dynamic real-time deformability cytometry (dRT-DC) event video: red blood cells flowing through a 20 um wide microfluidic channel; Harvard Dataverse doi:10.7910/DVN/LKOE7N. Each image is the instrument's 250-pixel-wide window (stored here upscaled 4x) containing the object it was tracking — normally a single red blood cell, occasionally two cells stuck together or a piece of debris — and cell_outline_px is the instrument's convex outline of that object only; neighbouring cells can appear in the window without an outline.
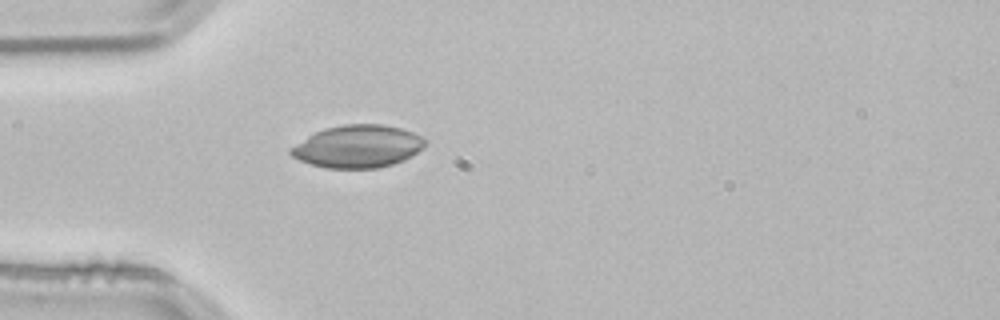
{"species": "common noctule bat (a hibernating species)", "species_latin": "Nyctalus noctula", "temperature_condition": "room temperature", "stored_images_in_passage": 33, "camera_frame_rate_fps": 3000, "um_per_image_px": 0.085, "animal": {"sex": "male", "body_mass_g": 21.5, "forearm_length_mm": 52.0}, "frame": {"image": 1, "passage_image": 1, "time_ms": 0.0, "image_size_px": [1000, 320], "cell_outline_px": [[428, 140], [424, 148], [404, 160], [392, 164], [376, 168], [328, 168], [312, 164], [300, 160], [292, 156], [288, 152], [288, 148], [308, 136], [324, 128], [344, 124], [384, 124], [400, 128], [412, 132]], "centroid_in_image_um": [30.42, 12.44], "position_along_channel_um": 54.6, "area_um2": 33.35}}
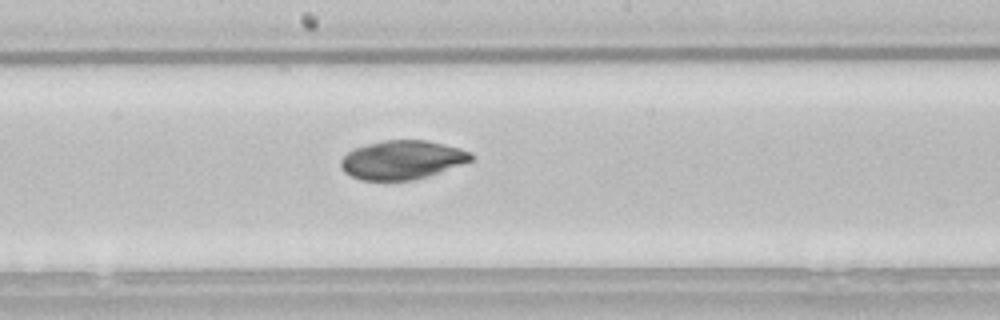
{"frame": {"image": 2, "passage_image": 14, "time_ms": 4.333, "image_size_px": [1000, 320], "cell_outline_px": [[476, 160], [412, 180], [360, 180], [344, 172], [340, 164], [340, 160], [352, 148], [384, 140], [424, 140], [444, 144], [460, 148], [472, 152], [476, 156]], "centroid_in_image_um": [34.21, 13.58], "position_along_channel_um": 214.0, "area_um2": 29.48}}
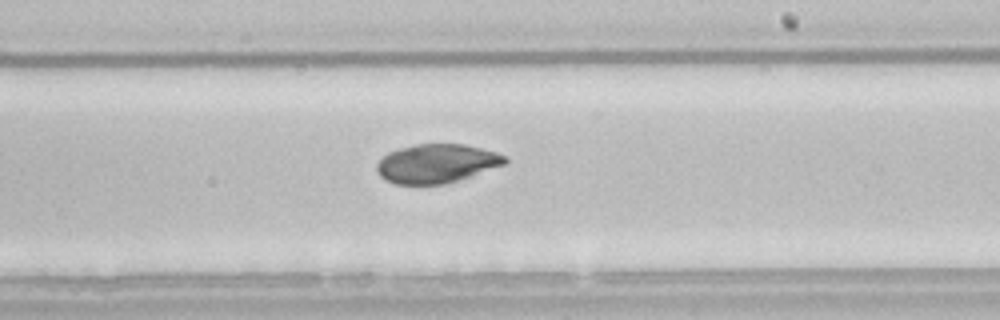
{"frame": {"image": 3, "passage_image": 17, "time_ms": 5.333, "image_size_px": [1000, 320], "cell_outline_px": [[508, 160], [504, 164], [444, 184], [396, 184], [384, 180], [376, 172], [376, 164], [388, 152], [396, 148], [416, 144], [464, 144], [496, 152], [504, 156]], "centroid_in_image_um": [37.03, 13.89], "position_along_channel_um": 252.0, "area_um2": 28.78}}